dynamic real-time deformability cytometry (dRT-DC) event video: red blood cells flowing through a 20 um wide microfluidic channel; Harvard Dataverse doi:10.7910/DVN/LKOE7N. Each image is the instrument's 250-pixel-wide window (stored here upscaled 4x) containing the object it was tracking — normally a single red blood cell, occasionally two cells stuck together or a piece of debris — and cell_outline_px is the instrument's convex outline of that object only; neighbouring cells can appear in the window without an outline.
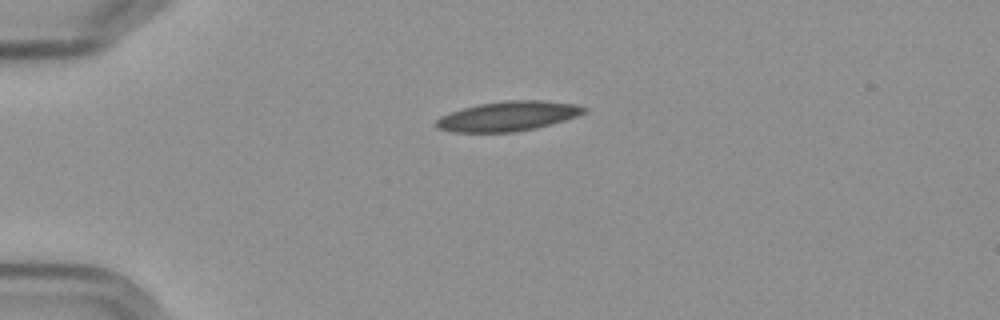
{"species": "Egyptian fruit bat (a non-hibernating species)", "species_latin": "Rousettus aegyptiacus", "temperature_condition": "cold", "stored_images_in_passage": 3, "camera_frame_rate_fps": 3000, "um_per_image_px": 0.085, "frame": {"image": 1, "passage_image": 1, "time_ms": 0.0, "image_size_px": [1000, 320], "cell_outline_px": [[588, 108], [584, 112], [576, 116], [564, 120], [536, 128], [512, 132], [456, 132], [440, 128], [436, 124], [436, 120], [440, 116], [464, 108], [480, 104], [504, 100], [540, 100], [572, 104]], "centroid_in_image_um": [43.18, 9.87], "position_along_channel_um": 41.8, "area_um2": 25.09}}
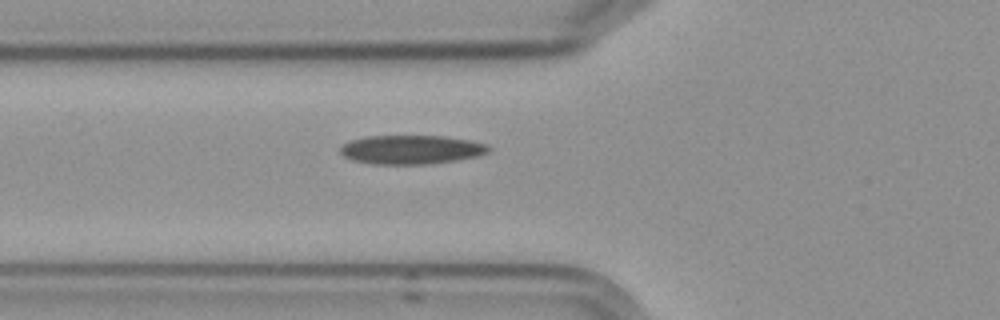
{"frame": {"image": 2, "passage_image": 3, "time_ms": 2.333, "image_size_px": [1000, 320], "cell_outline_px": [[488, 152], [476, 156], [452, 160], [424, 164], [372, 164], [352, 160], [344, 156], [340, 152], [340, 148], [344, 144], [352, 140], [368, 136], [448, 136], [468, 140], [484, 144], [488, 148]], "centroid_in_image_um": [34.89, 12.71], "position_along_channel_um": 90.9, "area_um2": 24.57}}